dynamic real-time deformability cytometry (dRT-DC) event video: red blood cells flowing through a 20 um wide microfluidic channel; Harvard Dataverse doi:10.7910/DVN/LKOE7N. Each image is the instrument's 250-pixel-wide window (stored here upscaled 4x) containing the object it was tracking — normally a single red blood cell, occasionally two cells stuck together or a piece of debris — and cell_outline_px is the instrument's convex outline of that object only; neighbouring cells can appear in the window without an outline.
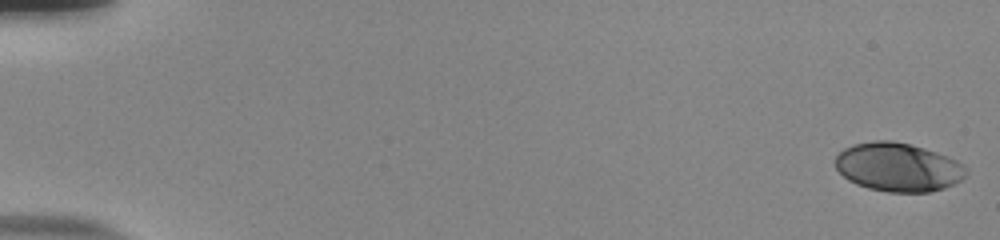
{"species": "human", "species_latin": "Homo sapiens", "temperature_condition": "room temperature", "stored_images_in_passage": 54, "camera_frame_rate_fps": 3000, "um_per_image_px": 0.085, "donor": {"sex": "male"}, "frame": {"image": 1, "passage_image": 1, "time_ms": 0.0, "image_size_px": [1000, 240], "cell_outline_px": [[968, 172], [960, 180], [944, 188], [928, 192], [888, 192], [868, 188], [856, 184], [848, 180], [836, 168], [836, 156], [844, 148], [852, 144], [872, 140], [892, 140], [924, 148], [948, 156], [964, 164], [968, 168]], "centroid_in_image_um": [76.34, 14.2], "position_along_channel_um": 8.7, "area_um2": 37.17}}
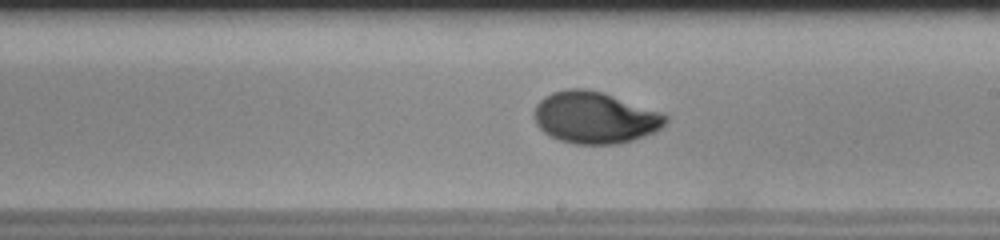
{"frame": {"image": 2, "passage_image": 33, "time_ms": 10.667, "image_size_px": [1000, 240], "cell_outline_px": [[668, 120], [660, 128], [644, 136], [620, 144], [576, 144], [560, 140], [544, 132], [536, 124], [532, 112], [536, 104], [544, 96], [552, 92], [568, 88], [584, 88], [604, 92], [660, 112], [668, 116]], "centroid_in_image_um": [50.53, 9.98], "position_along_channel_um": 238.5, "area_um2": 39.65}}
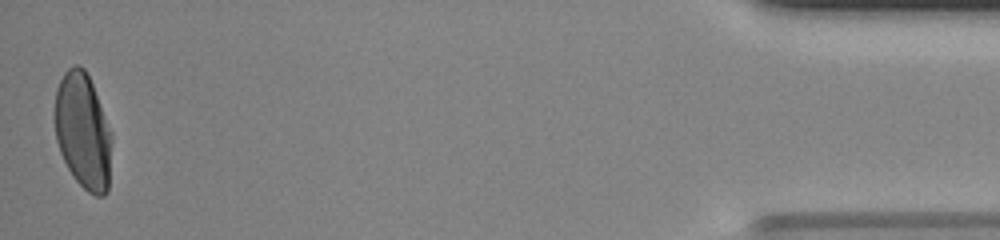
{"frame": {"image": 3, "passage_image": 54, "time_ms": 17.667, "image_size_px": [1000, 240], "cell_outline_px": [[112, 140], [108, 192], [104, 196], [96, 196], [88, 192], [76, 180], [68, 168], [60, 152], [56, 140], [56, 88], [64, 72], [68, 68], [76, 64], [80, 64], [84, 68], [92, 84], [112, 132]], "centroid_in_image_um": [7.08, 11.16], "position_along_channel_um": 428.1, "area_um2": 38.38}, "authors_computed_cell_mechanics": {"area_um2": 38.1769, "velocity_mm_per_s": 3.8554, "shape_relaxation_time_tau1_ms": 4.2981, "shape_relaxation_time_tau2_ms": null, "deformation_change_tau1": 0.1939, "deformation_change_tau2": null}}